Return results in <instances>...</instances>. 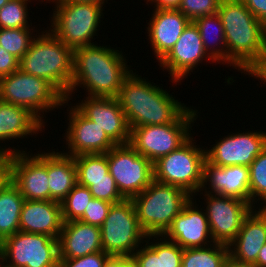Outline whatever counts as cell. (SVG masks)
I'll return each mask as SVG.
<instances>
[{"label": "cell", "instance_id": "6da1fadb", "mask_svg": "<svg viewBox=\"0 0 266 267\" xmlns=\"http://www.w3.org/2000/svg\"><path fill=\"white\" fill-rule=\"evenodd\" d=\"M218 14L226 40V65L248 74L266 55V28L241 0H222Z\"/></svg>", "mask_w": 266, "mask_h": 267}, {"label": "cell", "instance_id": "7a4b0ae2", "mask_svg": "<svg viewBox=\"0 0 266 267\" xmlns=\"http://www.w3.org/2000/svg\"><path fill=\"white\" fill-rule=\"evenodd\" d=\"M122 51L95 43L74 50V73L66 101L78 86L89 97L116 98L123 80L131 73ZM77 87V88H76Z\"/></svg>", "mask_w": 266, "mask_h": 267}, {"label": "cell", "instance_id": "3957f363", "mask_svg": "<svg viewBox=\"0 0 266 267\" xmlns=\"http://www.w3.org/2000/svg\"><path fill=\"white\" fill-rule=\"evenodd\" d=\"M135 74L132 70L123 80L116 97L130 128L175 123L190 108Z\"/></svg>", "mask_w": 266, "mask_h": 267}, {"label": "cell", "instance_id": "277c9868", "mask_svg": "<svg viewBox=\"0 0 266 267\" xmlns=\"http://www.w3.org/2000/svg\"><path fill=\"white\" fill-rule=\"evenodd\" d=\"M35 36L29 50L19 60V69L46 79L66 98L74 73V50L49 29Z\"/></svg>", "mask_w": 266, "mask_h": 267}, {"label": "cell", "instance_id": "5b68a950", "mask_svg": "<svg viewBox=\"0 0 266 267\" xmlns=\"http://www.w3.org/2000/svg\"><path fill=\"white\" fill-rule=\"evenodd\" d=\"M193 196L180 187L153 180L132 198L140 226L147 235H163Z\"/></svg>", "mask_w": 266, "mask_h": 267}, {"label": "cell", "instance_id": "8992f818", "mask_svg": "<svg viewBox=\"0 0 266 267\" xmlns=\"http://www.w3.org/2000/svg\"><path fill=\"white\" fill-rule=\"evenodd\" d=\"M0 100L27 108L43 124L42 113L60 108L65 103L68 105L65 97L50 82L20 69L0 78Z\"/></svg>", "mask_w": 266, "mask_h": 267}, {"label": "cell", "instance_id": "52a82bcc", "mask_svg": "<svg viewBox=\"0 0 266 267\" xmlns=\"http://www.w3.org/2000/svg\"><path fill=\"white\" fill-rule=\"evenodd\" d=\"M190 136L181 146L153 164L154 180L174 185L195 197L203 184L205 149ZM194 142V143H193ZM194 193V194H193Z\"/></svg>", "mask_w": 266, "mask_h": 267}, {"label": "cell", "instance_id": "ba28073f", "mask_svg": "<svg viewBox=\"0 0 266 267\" xmlns=\"http://www.w3.org/2000/svg\"><path fill=\"white\" fill-rule=\"evenodd\" d=\"M49 30L66 46L75 50L94 45L104 7L97 3L55 2ZM103 7V8H102Z\"/></svg>", "mask_w": 266, "mask_h": 267}, {"label": "cell", "instance_id": "9c48e42d", "mask_svg": "<svg viewBox=\"0 0 266 267\" xmlns=\"http://www.w3.org/2000/svg\"><path fill=\"white\" fill-rule=\"evenodd\" d=\"M100 232L103 251L109 256L131 257L148 236L139 224L132 199L111 206Z\"/></svg>", "mask_w": 266, "mask_h": 267}, {"label": "cell", "instance_id": "30bf717a", "mask_svg": "<svg viewBox=\"0 0 266 267\" xmlns=\"http://www.w3.org/2000/svg\"><path fill=\"white\" fill-rule=\"evenodd\" d=\"M198 111L189 108L175 123L130 128L129 144L153 164L181 146L190 136Z\"/></svg>", "mask_w": 266, "mask_h": 267}, {"label": "cell", "instance_id": "8fae6325", "mask_svg": "<svg viewBox=\"0 0 266 267\" xmlns=\"http://www.w3.org/2000/svg\"><path fill=\"white\" fill-rule=\"evenodd\" d=\"M59 241L46 234L18 231L0 243L4 267H59Z\"/></svg>", "mask_w": 266, "mask_h": 267}, {"label": "cell", "instance_id": "7c38bea8", "mask_svg": "<svg viewBox=\"0 0 266 267\" xmlns=\"http://www.w3.org/2000/svg\"><path fill=\"white\" fill-rule=\"evenodd\" d=\"M109 173L125 199H132L154 180L153 163L129 143L117 144L107 153Z\"/></svg>", "mask_w": 266, "mask_h": 267}, {"label": "cell", "instance_id": "4fadbf2b", "mask_svg": "<svg viewBox=\"0 0 266 267\" xmlns=\"http://www.w3.org/2000/svg\"><path fill=\"white\" fill-rule=\"evenodd\" d=\"M206 197L205 214L214 243L228 246L241 229L244 218L253 207L241 199L204 193ZM207 200V201H206Z\"/></svg>", "mask_w": 266, "mask_h": 267}, {"label": "cell", "instance_id": "5bb4252c", "mask_svg": "<svg viewBox=\"0 0 266 267\" xmlns=\"http://www.w3.org/2000/svg\"><path fill=\"white\" fill-rule=\"evenodd\" d=\"M27 153L10 154L11 181L25 200H50L47 153Z\"/></svg>", "mask_w": 266, "mask_h": 267}, {"label": "cell", "instance_id": "9a60e30c", "mask_svg": "<svg viewBox=\"0 0 266 267\" xmlns=\"http://www.w3.org/2000/svg\"><path fill=\"white\" fill-rule=\"evenodd\" d=\"M266 148V132L233 133L205 149L206 161L216 166H248Z\"/></svg>", "mask_w": 266, "mask_h": 267}, {"label": "cell", "instance_id": "2e32d148", "mask_svg": "<svg viewBox=\"0 0 266 267\" xmlns=\"http://www.w3.org/2000/svg\"><path fill=\"white\" fill-rule=\"evenodd\" d=\"M207 59L216 63L205 51L198 28L190 22L173 48L159 61V66L169 72L173 83H181L198 64Z\"/></svg>", "mask_w": 266, "mask_h": 267}, {"label": "cell", "instance_id": "e0dca14e", "mask_svg": "<svg viewBox=\"0 0 266 267\" xmlns=\"http://www.w3.org/2000/svg\"><path fill=\"white\" fill-rule=\"evenodd\" d=\"M83 100L75 107L86 118L104 129L116 145L129 143L131 130L125 113L116 98L86 95V99Z\"/></svg>", "mask_w": 266, "mask_h": 267}, {"label": "cell", "instance_id": "ac0fdd59", "mask_svg": "<svg viewBox=\"0 0 266 267\" xmlns=\"http://www.w3.org/2000/svg\"><path fill=\"white\" fill-rule=\"evenodd\" d=\"M69 109V126L65 134L69 151L64 154L76 157L82 154L107 153L116 145L104 129L86 118L75 106Z\"/></svg>", "mask_w": 266, "mask_h": 267}, {"label": "cell", "instance_id": "d6986e66", "mask_svg": "<svg viewBox=\"0 0 266 267\" xmlns=\"http://www.w3.org/2000/svg\"><path fill=\"white\" fill-rule=\"evenodd\" d=\"M193 202L192 197L163 234L183 249L205 247L214 243L204 209H199L198 204Z\"/></svg>", "mask_w": 266, "mask_h": 267}, {"label": "cell", "instance_id": "ffe728a7", "mask_svg": "<svg viewBox=\"0 0 266 267\" xmlns=\"http://www.w3.org/2000/svg\"><path fill=\"white\" fill-rule=\"evenodd\" d=\"M206 188L211 189L207 191ZM201 191L235 197L250 204L249 167L243 165L220 167L205 161Z\"/></svg>", "mask_w": 266, "mask_h": 267}, {"label": "cell", "instance_id": "44dd1931", "mask_svg": "<svg viewBox=\"0 0 266 267\" xmlns=\"http://www.w3.org/2000/svg\"><path fill=\"white\" fill-rule=\"evenodd\" d=\"M258 210L250 211L236 238L228 245L229 258L238 263L254 265L266 243V208Z\"/></svg>", "mask_w": 266, "mask_h": 267}, {"label": "cell", "instance_id": "7402d4cb", "mask_svg": "<svg viewBox=\"0 0 266 267\" xmlns=\"http://www.w3.org/2000/svg\"><path fill=\"white\" fill-rule=\"evenodd\" d=\"M191 21L178 9H154L148 23V40L158 62L173 48Z\"/></svg>", "mask_w": 266, "mask_h": 267}, {"label": "cell", "instance_id": "603a6c76", "mask_svg": "<svg viewBox=\"0 0 266 267\" xmlns=\"http://www.w3.org/2000/svg\"><path fill=\"white\" fill-rule=\"evenodd\" d=\"M61 203L52 200H25L20 213L19 231L46 234L59 239L63 228Z\"/></svg>", "mask_w": 266, "mask_h": 267}, {"label": "cell", "instance_id": "cb8c5ba5", "mask_svg": "<svg viewBox=\"0 0 266 267\" xmlns=\"http://www.w3.org/2000/svg\"><path fill=\"white\" fill-rule=\"evenodd\" d=\"M58 241L59 259L80 258L103 251L100 227L80 220L64 222Z\"/></svg>", "mask_w": 266, "mask_h": 267}, {"label": "cell", "instance_id": "d4e9b609", "mask_svg": "<svg viewBox=\"0 0 266 267\" xmlns=\"http://www.w3.org/2000/svg\"><path fill=\"white\" fill-rule=\"evenodd\" d=\"M44 126L27 108L0 100V143L38 134Z\"/></svg>", "mask_w": 266, "mask_h": 267}, {"label": "cell", "instance_id": "484cf974", "mask_svg": "<svg viewBox=\"0 0 266 267\" xmlns=\"http://www.w3.org/2000/svg\"><path fill=\"white\" fill-rule=\"evenodd\" d=\"M47 176L50 200L61 203L77 184L74 157L62 151L47 152Z\"/></svg>", "mask_w": 266, "mask_h": 267}, {"label": "cell", "instance_id": "4316f807", "mask_svg": "<svg viewBox=\"0 0 266 267\" xmlns=\"http://www.w3.org/2000/svg\"><path fill=\"white\" fill-rule=\"evenodd\" d=\"M25 199L10 181L0 192V243L19 231L20 213Z\"/></svg>", "mask_w": 266, "mask_h": 267}, {"label": "cell", "instance_id": "83f0119b", "mask_svg": "<svg viewBox=\"0 0 266 267\" xmlns=\"http://www.w3.org/2000/svg\"><path fill=\"white\" fill-rule=\"evenodd\" d=\"M193 23L199 30V33L201 35V39L203 41V45H204V48L207 54L216 63L225 64L226 63V40H225V35H224V28H223L222 21H221L219 14L215 13L212 15H206V16L197 18L193 21ZM211 36L212 38L213 37L215 38L212 39ZM210 42H212L213 44H211Z\"/></svg>", "mask_w": 266, "mask_h": 267}, {"label": "cell", "instance_id": "f1b7e54d", "mask_svg": "<svg viewBox=\"0 0 266 267\" xmlns=\"http://www.w3.org/2000/svg\"><path fill=\"white\" fill-rule=\"evenodd\" d=\"M228 258V246L219 243L199 248H184L182 267H225Z\"/></svg>", "mask_w": 266, "mask_h": 267}, {"label": "cell", "instance_id": "f546056e", "mask_svg": "<svg viewBox=\"0 0 266 267\" xmlns=\"http://www.w3.org/2000/svg\"><path fill=\"white\" fill-rule=\"evenodd\" d=\"M77 180L109 179V166L105 153L82 154L74 157Z\"/></svg>", "mask_w": 266, "mask_h": 267}, {"label": "cell", "instance_id": "4dcf8cb0", "mask_svg": "<svg viewBox=\"0 0 266 267\" xmlns=\"http://www.w3.org/2000/svg\"><path fill=\"white\" fill-rule=\"evenodd\" d=\"M34 27L29 28H15L7 29L0 28V46L4 48L11 55L20 60L24 54L29 50L33 35L37 30ZM34 31V32H33ZM33 35V36H32Z\"/></svg>", "mask_w": 266, "mask_h": 267}, {"label": "cell", "instance_id": "1f68e13d", "mask_svg": "<svg viewBox=\"0 0 266 267\" xmlns=\"http://www.w3.org/2000/svg\"><path fill=\"white\" fill-rule=\"evenodd\" d=\"M249 182L250 205L256 208L254 204L263 201L261 208H266V148L249 165Z\"/></svg>", "mask_w": 266, "mask_h": 267}, {"label": "cell", "instance_id": "d6a6232c", "mask_svg": "<svg viewBox=\"0 0 266 267\" xmlns=\"http://www.w3.org/2000/svg\"><path fill=\"white\" fill-rule=\"evenodd\" d=\"M92 198L93 196L88 187L77 183L61 202L64 222L78 220L84 214L85 208Z\"/></svg>", "mask_w": 266, "mask_h": 267}, {"label": "cell", "instance_id": "836d02e7", "mask_svg": "<svg viewBox=\"0 0 266 267\" xmlns=\"http://www.w3.org/2000/svg\"><path fill=\"white\" fill-rule=\"evenodd\" d=\"M30 0H9L0 9V28H30L28 25V2Z\"/></svg>", "mask_w": 266, "mask_h": 267}, {"label": "cell", "instance_id": "e575fe53", "mask_svg": "<svg viewBox=\"0 0 266 267\" xmlns=\"http://www.w3.org/2000/svg\"><path fill=\"white\" fill-rule=\"evenodd\" d=\"M79 185L88 187L93 198L104 200L112 204L118 203L125 198L119 192L114 178L109 173V179L77 180Z\"/></svg>", "mask_w": 266, "mask_h": 267}, {"label": "cell", "instance_id": "d590c367", "mask_svg": "<svg viewBox=\"0 0 266 267\" xmlns=\"http://www.w3.org/2000/svg\"><path fill=\"white\" fill-rule=\"evenodd\" d=\"M153 235H148L146 244L139 247L133 254L132 259L136 267H162L161 265V242H153L149 244ZM149 240V241H148Z\"/></svg>", "mask_w": 266, "mask_h": 267}, {"label": "cell", "instance_id": "8d00e7d4", "mask_svg": "<svg viewBox=\"0 0 266 267\" xmlns=\"http://www.w3.org/2000/svg\"><path fill=\"white\" fill-rule=\"evenodd\" d=\"M222 0H182L178 10L191 22L195 19L218 13Z\"/></svg>", "mask_w": 266, "mask_h": 267}, {"label": "cell", "instance_id": "74e56055", "mask_svg": "<svg viewBox=\"0 0 266 267\" xmlns=\"http://www.w3.org/2000/svg\"><path fill=\"white\" fill-rule=\"evenodd\" d=\"M113 204L92 198L86 206L84 214L78 219L84 223L101 227Z\"/></svg>", "mask_w": 266, "mask_h": 267}, {"label": "cell", "instance_id": "f35d334b", "mask_svg": "<svg viewBox=\"0 0 266 267\" xmlns=\"http://www.w3.org/2000/svg\"><path fill=\"white\" fill-rule=\"evenodd\" d=\"M153 237L161 241L162 267H182L183 248L163 235H153Z\"/></svg>", "mask_w": 266, "mask_h": 267}, {"label": "cell", "instance_id": "ab89813d", "mask_svg": "<svg viewBox=\"0 0 266 267\" xmlns=\"http://www.w3.org/2000/svg\"><path fill=\"white\" fill-rule=\"evenodd\" d=\"M109 257L104 251H99L80 258L60 259L59 267H103Z\"/></svg>", "mask_w": 266, "mask_h": 267}, {"label": "cell", "instance_id": "60d3db41", "mask_svg": "<svg viewBox=\"0 0 266 267\" xmlns=\"http://www.w3.org/2000/svg\"><path fill=\"white\" fill-rule=\"evenodd\" d=\"M19 69V60L0 46V78Z\"/></svg>", "mask_w": 266, "mask_h": 267}, {"label": "cell", "instance_id": "b9f144b4", "mask_svg": "<svg viewBox=\"0 0 266 267\" xmlns=\"http://www.w3.org/2000/svg\"><path fill=\"white\" fill-rule=\"evenodd\" d=\"M246 8L266 28V0H241Z\"/></svg>", "mask_w": 266, "mask_h": 267}, {"label": "cell", "instance_id": "7bdbcfd3", "mask_svg": "<svg viewBox=\"0 0 266 267\" xmlns=\"http://www.w3.org/2000/svg\"><path fill=\"white\" fill-rule=\"evenodd\" d=\"M11 181L10 154H0V192Z\"/></svg>", "mask_w": 266, "mask_h": 267}, {"label": "cell", "instance_id": "ee69618b", "mask_svg": "<svg viewBox=\"0 0 266 267\" xmlns=\"http://www.w3.org/2000/svg\"><path fill=\"white\" fill-rule=\"evenodd\" d=\"M103 267H136L132 257L109 256Z\"/></svg>", "mask_w": 266, "mask_h": 267}, {"label": "cell", "instance_id": "f6af8a7d", "mask_svg": "<svg viewBox=\"0 0 266 267\" xmlns=\"http://www.w3.org/2000/svg\"><path fill=\"white\" fill-rule=\"evenodd\" d=\"M151 5L154 3L155 9H178L182 3V0H148Z\"/></svg>", "mask_w": 266, "mask_h": 267}, {"label": "cell", "instance_id": "bcb514c9", "mask_svg": "<svg viewBox=\"0 0 266 267\" xmlns=\"http://www.w3.org/2000/svg\"><path fill=\"white\" fill-rule=\"evenodd\" d=\"M247 75L260 79L266 83V58H263Z\"/></svg>", "mask_w": 266, "mask_h": 267}, {"label": "cell", "instance_id": "7dc6e473", "mask_svg": "<svg viewBox=\"0 0 266 267\" xmlns=\"http://www.w3.org/2000/svg\"><path fill=\"white\" fill-rule=\"evenodd\" d=\"M255 267H266V243L263 245L258 253Z\"/></svg>", "mask_w": 266, "mask_h": 267}, {"label": "cell", "instance_id": "c3c4849f", "mask_svg": "<svg viewBox=\"0 0 266 267\" xmlns=\"http://www.w3.org/2000/svg\"><path fill=\"white\" fill-rule=\"evenodd\" d=\"M106 1L105 0H56L54 2H71V3L85 2V3H97V4L103 6L104 5V2H106Z\"/></svg>", "mask_w": 266, "mask_h": 267}, {"label": "cell", "instance_id": "681fc988", "mask_svg": "<svg viewBox=\"0 0 266 267\" xmlns=\"http://www.w3.org/2000/svg\"><path fill=\"white\" fill-rule=\"evenodd\" d=\"M225 267H255L254 265L250 264H243V263H238L230 258L226 261Z\"/></svg>", "mask_w": 266, "mask_h": 267}, {"label": "cell", "instance_id": "f907efd6", "mask_svg": "<svg viewBox=\"0 0 266 267\" xmlns=\"http://www.w3.org/2000/svg\"><path fill=\"white\" fill-rule=\"evenodd\" d=\"M5 148H2L0 145V154H11V153H15V152H21V150L16 149L15 147L12 149H10V147L7 149L6 146H4Z\"/></svg>", "mask_w": 266, "mask_h": 267}, {"label": "cell", "instance_id": "816d5d0a", "mask_svg": "<svg viewBox=\"0 0 266 267\" xmlns=\"http://www.w3.org/2000/svg\"><path fill=\"white\" fill-rule=\"evenodd\" d=\"M9 0H0V9L8 2Z\"/></svg>", "mask_w": 266, "mask_h": 267}, {"label": "cell", "instance_id": "f5cc1de1", "mask_svg": "<svg viewBox=\"0 0 266 267\" xmlns=\"http://www.w3.org/2000/svg\"><path fill=\"white\" fill-rule=\"evenodd\" d=\"M39 1H40V0H39ZM43 1H45V0H43ZM46 1H49V2H50L51 0H46ZM54 1H56V0H52L51 2H53V3H54Z\"/></svg>", "mask_w": 266, "mask_h": 267}]
</instances>
